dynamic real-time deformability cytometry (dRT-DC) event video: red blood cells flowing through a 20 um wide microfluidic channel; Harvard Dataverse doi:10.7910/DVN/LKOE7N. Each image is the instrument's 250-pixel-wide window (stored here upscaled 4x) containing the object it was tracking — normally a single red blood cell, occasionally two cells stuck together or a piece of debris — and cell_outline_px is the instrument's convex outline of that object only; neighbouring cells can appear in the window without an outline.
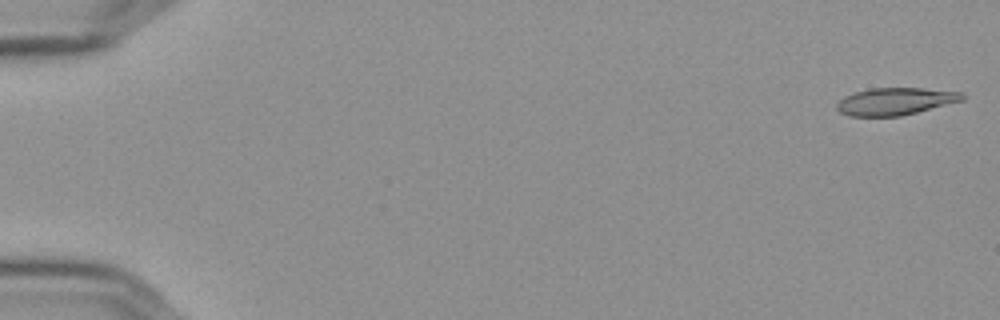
{"species": "Egyptian fruit bat (a non-hibernating species)", "species_latin": "Rousettus aegyptiacus", "temperature_condition": "cold", "stored_images_in_passage": 17, "camera_frame_rate_fps": 3000, "um_per_image_px": 0.085, "frame": {"image": 1, "passage_image": 1, "time_ms": 0.0, "image_size_px": [1000, 320], "cell_outline_px": [[964, 100], [900, 116], [848, 116], [840, 112], [836, 108], [836, 104], [844, 96], [856, 92], [872, 88], [920, 88], [964, 92]], "centroid_in_image_um": [76.09, 8.61], "position_along_channel_um": 8.9, "area_um2": 19.83}}
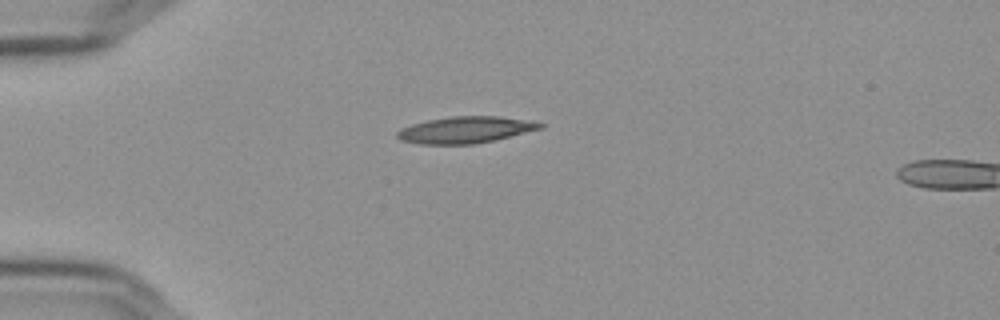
{"frame": {"image": 2, "passage_image": 15, "time_ms": 4.667, "image_size_px": [1000, 320], "cell_outline_px": [[544, 128], [492, 140], [472, 144], [420, 144], [400, 140], [396, 136], [396, 132], [412, 124], [428, 120], [452, 116], [496, 116], [544, 124]], "centroid_in_image_um": [39.5, 11.04], "position_along_channel_um": 45.5, "area_um2": 21.62}}